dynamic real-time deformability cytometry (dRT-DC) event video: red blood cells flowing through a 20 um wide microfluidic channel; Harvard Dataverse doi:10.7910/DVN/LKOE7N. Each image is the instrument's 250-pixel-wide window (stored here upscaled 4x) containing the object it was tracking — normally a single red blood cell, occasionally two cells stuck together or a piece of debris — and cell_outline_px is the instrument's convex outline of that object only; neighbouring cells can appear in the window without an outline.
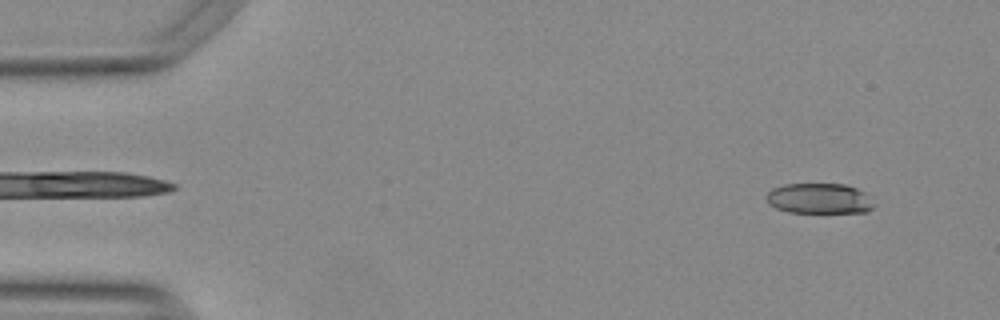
{"species": "Egyptian fruit bat (a non-hibernating species)", "species_latin": "Rousettus aegyptiacus", "temperature_condition": "warm", "stored_images_in_passage": 53, "camera_frame_rate_fps": 3000, "um_per_image_px": 0.085, "animal": {"sex": "female"}, "frame": {"image": 1, "passage_image": 4, "time_ms": 1.0, "image_size_px": [1000, 320], "cell_outline_px": [[876, 204], [872, 208], [864, 212], [788, 212], [776, 208], [768, 204], [764, 196], [772, 188], [788, 184], [844, 184], [856, 188], [864, 192]], "centroid_in_image_um": [69.61, 16.87], "position_along_channel_um": 15.4, "area_um2": 19.07}}
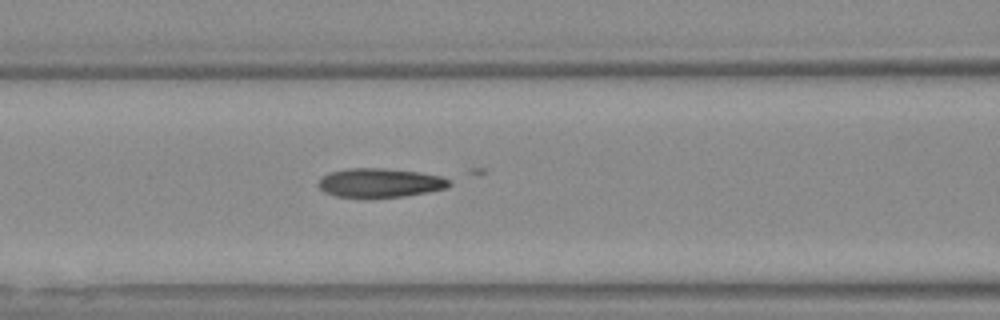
{"frame": {"image": 2, "passage_image": 22, "time_ms": 7.0, "image_size_px": [1000, 320], "cell_outline_px": [[448, 184], [444, 188], [428, 192], [404, 196], [336, 196], [324, 192], [316, 184], [324, 176], [332, 172], [348, 168], [384, 168], [416, 172], [440, 176], [448, 180]], "centroid_in_image_um": [32.25, 15.52], "position_along_channel_um": 134.3, "area_um2": 21.39}}
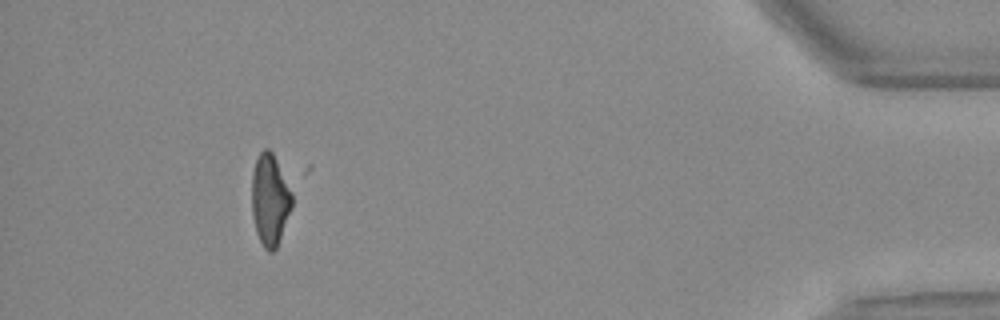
{"frame": {"image": 3, "passage_image": 49, "time_ms": 16.0, "image_size_px": [1000, 320], "cell_outline_px": [[292, 208], [280, 240], [276, 248], [272, 252], [268, 252], [264, 248], [256, 232], [252, 216], [252, 172], [256, 160], [260, 152], [264, 148], [268, 148], [272, 152], [292, 192]], "centroid_in_image_um": [22.94, 17.0], "position_along_channel_um": 412.3, "area_um2": 21.44}}